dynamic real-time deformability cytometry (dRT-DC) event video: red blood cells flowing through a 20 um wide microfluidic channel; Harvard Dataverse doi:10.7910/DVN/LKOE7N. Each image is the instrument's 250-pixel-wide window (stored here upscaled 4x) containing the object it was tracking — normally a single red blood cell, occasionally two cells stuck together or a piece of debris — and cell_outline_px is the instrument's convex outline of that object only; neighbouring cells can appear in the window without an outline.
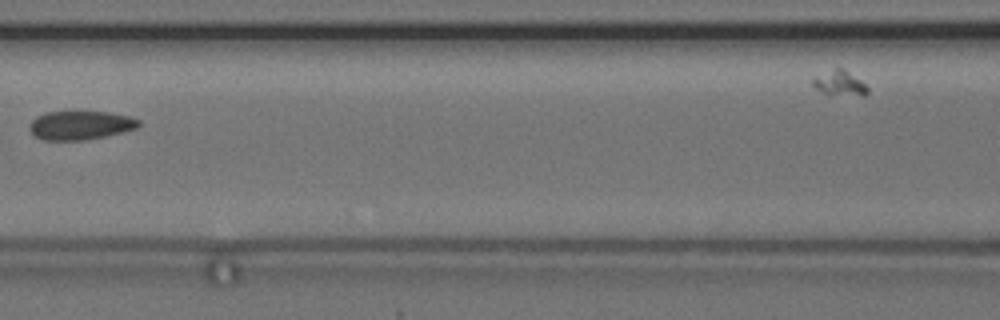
{"species": "common noctule bat (a hibernating species)", "species_latin": "Nyctalus noctula", "temperature_condition": "cold", "stored_images_in_passage": 8, "camera_frame_rate_fps": 3000, "um_per_image_px": 0.085, "animal": {"sex": "female", "body_mass_g": 24.6, "forearm_length_mm": 56.2}, "frame": {"image": 1, "passage_image": 6, "time_ms": 7.333, "image_size_px": [1000, 320], "cell_outline_px": [[140, 124], [136, 128], [104, 136], [84, 140], [44, 140], [36, 136], [28, 128], [28, 124], [36, 116], [48, 112], [76, 108], [108, 112], [128, 116], [140, 120]], "centroid_in_image_um": [6.79, 10.59], "position_along_channel_um": 159.8, "area_um2": 18.96}}